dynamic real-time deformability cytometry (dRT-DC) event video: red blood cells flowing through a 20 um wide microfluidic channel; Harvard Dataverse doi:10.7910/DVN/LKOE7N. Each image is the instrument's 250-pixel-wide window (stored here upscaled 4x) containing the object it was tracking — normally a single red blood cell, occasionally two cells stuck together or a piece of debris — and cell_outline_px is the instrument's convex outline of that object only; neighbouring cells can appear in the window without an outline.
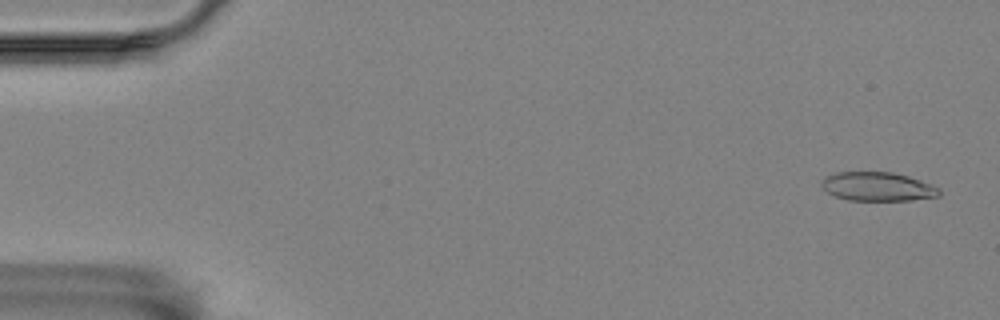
{"species": "Egyptian fruit bat (a non-hibernating species)", "species_latin": "Rousettus aegyptiacus", "temperature_condition": "room temperature", "stored_images_in_passage": 57, "camera_frame_rate_fps": 3000, "um_per_image_px": 0.085, "animal": {"sex": "female"}, "frame": {"image": 1, "passage_image": 3, "time_ms": 0.667, "image_size_px": [1000, 320], "cell_outline_px": [[940, 196], [912, 200], [848, 200], [836, 196], [828, 192], [820, 184], [820, 180], [824, 176], [836, 172], [892, 172], [908, 176], [920, 180], [940, 188]], "centroid_in_image_um": [74.58, 15.85], "position_along_channel_um": 10.4, "area_um2": 19.83}}
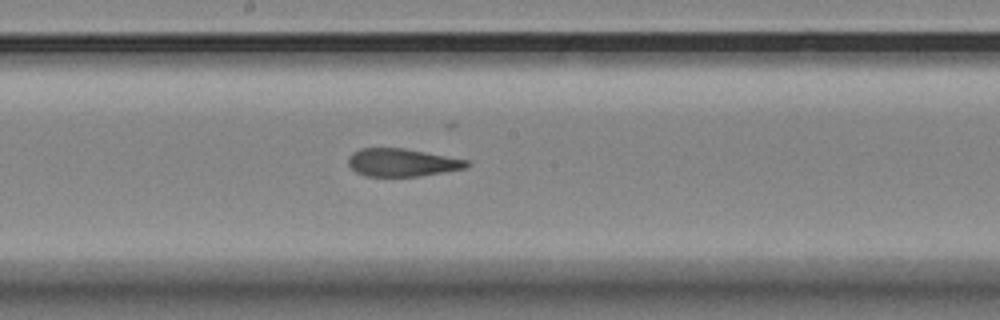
{"frame": {"image": 2, "passage_image": 31, "time_ms": 10.0, "image_size_px": [1000, 320], "cell_outline_px": [[472, 164], [468, 168], [416, 176], [364, 176], [356, 172], [348, 164], [348, 156], [352, 152], [360, 148], [404, 148], [468, 160]], "centroid_in_image_um": [34.17, 13.81], "position_along_channel_um": 214.0, "area_um2": 19.25}}
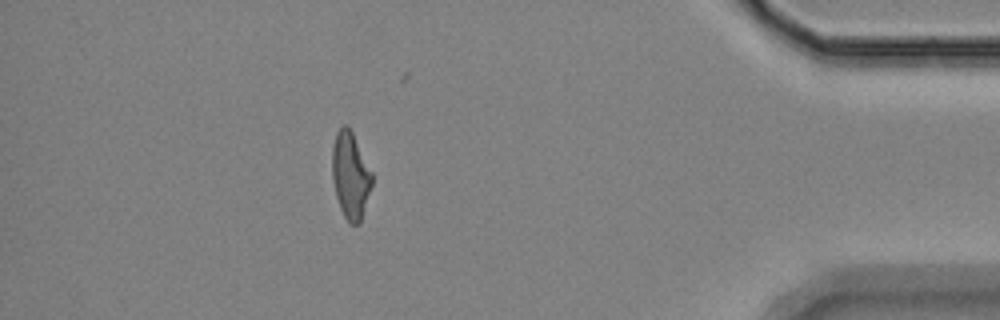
{"frame": {"image": 3, "passage_image": 51, "time_ms": 16.667, "image_size_px": [1000, 320], "cell_outline_px": [[372, 184], [360, 224], [348, 224], [340, 208], [336, 196], [332, 176], [332, 148], [336, 132], [344, 124], [348, 124], [372, 172]], "centroid_in_image_um": [29.78, 14.91], "position_along_channel_um": 405.4, "area_um2": 20.11}, "authors_computed_cell_mechanics": {"area_um2": 20.3456, "velocity_mm_per_s": 3.5271, "shape_relaxation_time_tau1_ms": null, "shape_relaxation_time_tau2_ms": 2.171, "deformation_change_tau1": null, "deformation_change_tau2": 0.1284}}